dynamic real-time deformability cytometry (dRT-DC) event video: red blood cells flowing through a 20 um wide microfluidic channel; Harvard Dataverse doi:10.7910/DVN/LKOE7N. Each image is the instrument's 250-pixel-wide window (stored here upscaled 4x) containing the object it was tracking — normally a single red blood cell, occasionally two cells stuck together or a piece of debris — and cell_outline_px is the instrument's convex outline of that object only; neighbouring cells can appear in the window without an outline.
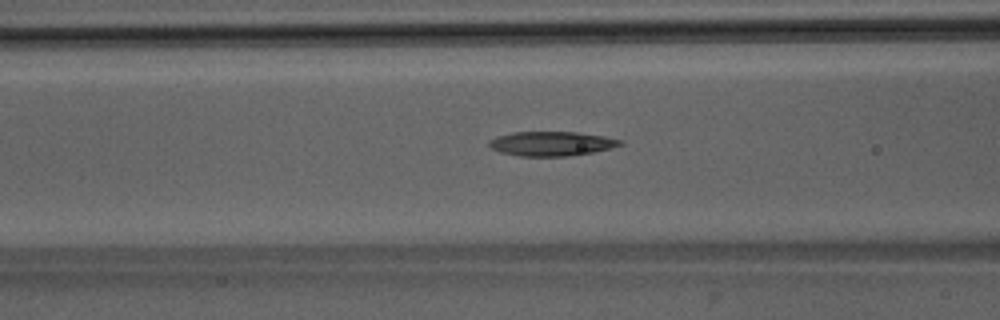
{"species": "Egyptian fruit bat (a non-hibernating species)", "species_latin": "Rousettus aegyptiacus", "temperature_condition": "room temperature", "stored_images_in_passage": 52, "camera_frame_rate_fps": 3000, "um_per_image_px": 0.085, "animal": {"sex": "male"}, "frame": {"image": 1, "passage_image": 21, "time_ms": 6.667, "image_size_px": [1000, 320], "cell_outline_px": [[624, 144], [592, 152], [568, 156], [520, 156], [500, 152], [492, 148], [488, 144], [488, 140], [496, 136], [512, 132], [576, 132], [604, 136], [624, 140]], "centroid_in_image_um": [46.86, 12.2], "position_along_channel_um": 119.7, "area_um2": 18.61}}
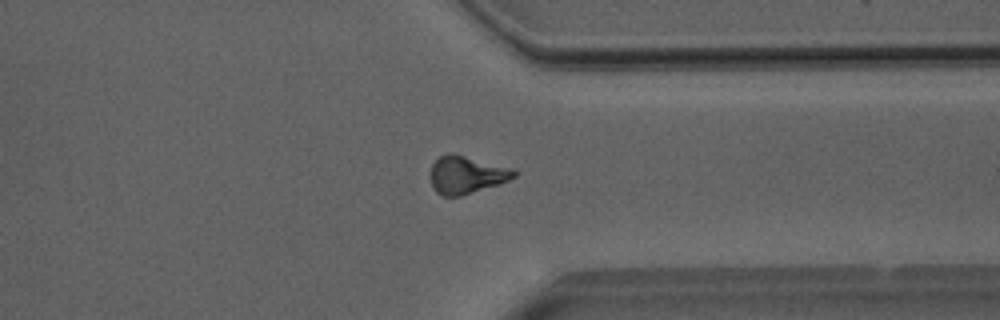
{"frame": {"image": 2, "passage_image": 40, "time_ms": 13.0, "image_size_px": [1000, 320], "cell_outline_px": [[520, 172], [516, 176], [508, 180], [460, 196], [444, 196], [436, 192], [432, 188], [432, 164], [440, 156], [448, 152], [516, 168]], "centroid_in_image_um": [39.69, 14.84], "position_along_channel_um": 371.7, "area_um2": 18.21}}
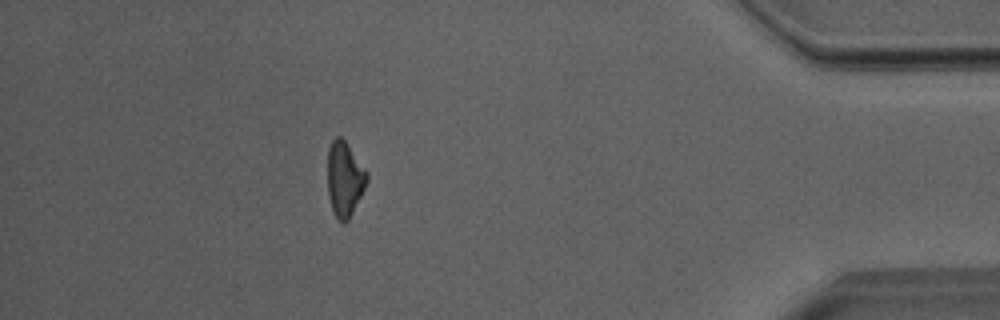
{"frame": {"image": 3, "passage_image": 46, "time_ms": 15.0, "image_size_px": [1000, 320], "cell_outline_px": [[368, 180], [348, 220], [344, 224], [332, 212], [328, 196], [328, 148], [332, 140], [336, 136], [340, 136], [348, 144], [368, 172]], "centroid_in_image_um": [29.28, 15.19], "position_along_channel_um": 405.9, "area_um2": 17.11}, "authors_computed_cell_mechanics": {"area_um2": 18.5538, "velocity_mm_per_s": 4.003, "shape_relaxation_time_tau1_ms": 5.3884, "shape_relaxation_time_tau2_ms": 11.3469, "deformation_change_tau1": 0.1564, "deformation_change_tau2": 0.2512}}